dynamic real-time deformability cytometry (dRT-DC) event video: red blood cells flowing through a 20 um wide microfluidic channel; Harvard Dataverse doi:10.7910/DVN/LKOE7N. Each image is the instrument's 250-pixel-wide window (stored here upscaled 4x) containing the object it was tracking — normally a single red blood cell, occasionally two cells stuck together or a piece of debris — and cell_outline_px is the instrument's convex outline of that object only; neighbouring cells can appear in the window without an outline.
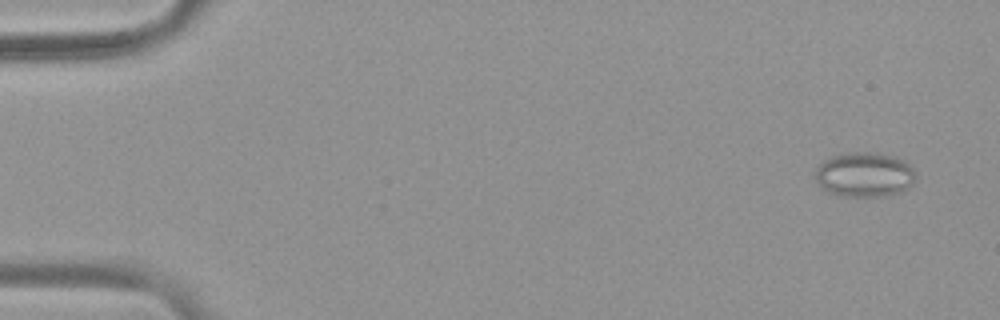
{"species": "common noctule bat (a hibernating species)", "species_latin": "Nyctalus noctula", "temperature_condition": "warm", "stored_images_in_passage": 54, "camera_frame_rate_fps": 3000, "um_per_image_px": 0.085, "animal": {"sex": "female", "body_mass_g": 19.9}, "frame": {"image": 1, "passage_image": 3, "time_ms": 0.667, "image_size_px": [1000, 320], "cell_outline_px": [[916, 180], [908, 188], [884, 196], [848, 196], [828, 192], [816, 180], [816, 168], [824, 160], [832, 156], [848, 152], [880, 152], [896, 156], [904, 160], [912, 168], [916, 176]], "centroid_in_image_um": [73.51, 14.81], "position_along_channel_um": 11.5, "area_um2": 26.13}}
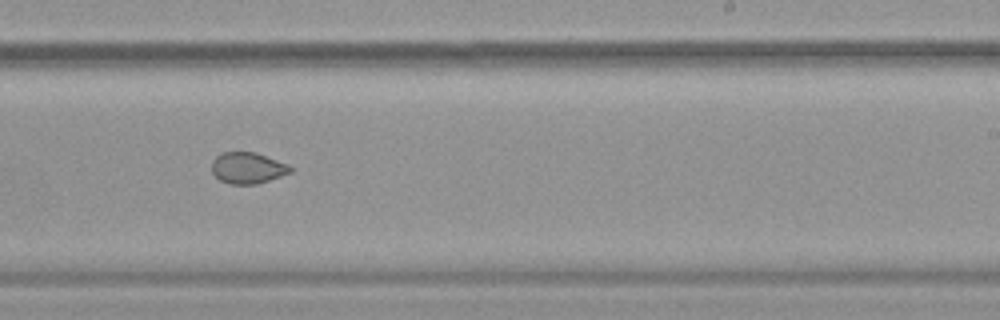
{"frame": {"image": 2, "passage_image": 34, "time_ms": 11.0, "image_size_px": [1000, 320], "cell_outline_px": [[292, 172], [256, 184], [228, 184], [220, 180], [212, 172], [212, 160], [220, 152], [256, 152], [288, 164], [292, 168]], "centroid_in_image_um": [21.03, 14.27], "position_along_channel_um": 268.0, "area_um2": 14.33}}
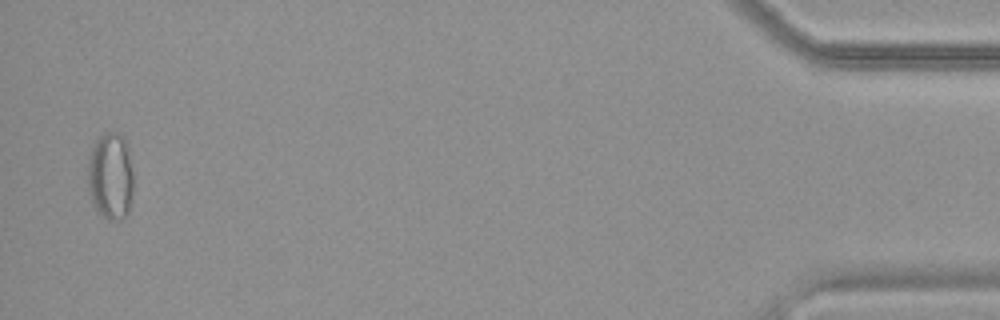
{"frame": {"image": 3, "passage_image": 53, "time_ms": 17.333, "image_size_px": [1000, 320], "cell_outline_px": [[132, 204], [124, 220], [108, 220], [96, 212], [92, 204], [88, 192], [88, 160], [92, 148], [96, 140], [100, 136], [108, 132], [116, 132], [124, 136], [128, 144], [132, 172]], "centroid_in_image_um": [9.4, 15.02], "position_along_channel_um": 425.8, "area_um2": 23.81}, "authors_computed_cell_mechanics": {"area_um2": 18.9006, "velocity_mm_per_s": 3.7724, "shape_relaxation_time_tau1_ms": null, "shape_relaxation_time_tau2_ms": 1.8962, "deformation_change_tau1": null, "deformation_change_tau2": 0.0515}}